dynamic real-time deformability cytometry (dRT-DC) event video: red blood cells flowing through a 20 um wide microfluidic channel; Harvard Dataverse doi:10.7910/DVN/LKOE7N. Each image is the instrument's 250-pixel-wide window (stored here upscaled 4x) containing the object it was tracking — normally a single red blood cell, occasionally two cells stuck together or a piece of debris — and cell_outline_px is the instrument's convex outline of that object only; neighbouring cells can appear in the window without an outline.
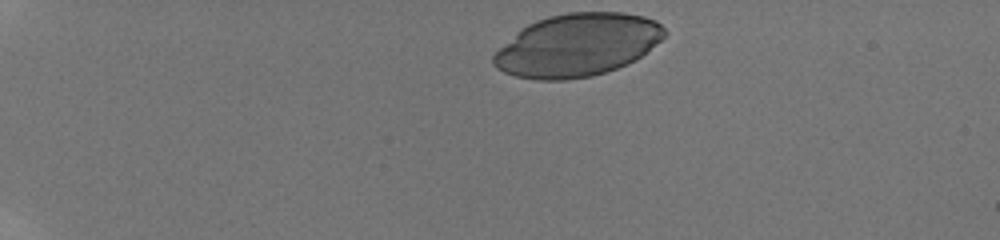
{"species": "human", "species_latin": "Homo sapiens", "temperature_condition": "room temperature", "stored_images_in_passage": 39, "camera_frame_rate_fps": 3000, "um_per_image_px": 0.085, "donor": {"sex": "male"}, "frame": {"image": 1, "passage_image": 1, "time_ms": 0.0, "image_size_px": [1000, 240], "cell_outline_px": [[668, 32], [660, 40], [636, 60], [628, 64], [592, 76], [564, 80], [536, 80], [516, 76], [504, 72], [496, 68], [492, 64], [492, 56], [520, 28], [536, 20], [548, 16], [568, 12], [624, 12], [644, 16], [656, 20]], "centroid_in_image_um": [49.06, 3.83], "position_along_channel_um": 35.9, "area_um2": 62.6}}